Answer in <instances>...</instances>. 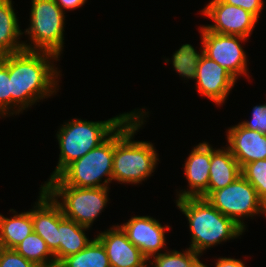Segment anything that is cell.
Wrapping results in <instances>:
<instances>
[{"label":"cell","instance_id":"6da1fadb","mask_svg":"<svg viewBox=\"0 0 266 267\" xmlns=\"http://www.w3.org/2000/svg\"><path fill=\"white\" fill-rule=\"evenodd\" d=\"M58 60L60 61L57 55L45 51L24 49L9 54L11 116L22 113L40 100L57 93L60 75L62 76L59 68L54 65Z\"/></svg>","mask_w":266,"mask_h":267},{"label":"cell","instance_id":"7a4b0ae2","mask_svg":"<svg viewBox=\"0 0 266 267\" xmlns=\"http://www.w3.org/2000/svg\"><path fill=\"white\" fill-rule=\"evenodd\" d=\"M148 112L134 109L130 116L114 131L113 181L140 184L152 176L159 155L150 141H134V134L144 125Z\"/></svg>","mask_w":266,"mask_h":267},{"label":"cell","instance_id":"3957f363","mask_svg":"<svg viewBox=\"0 0 266 267\" xmlns=\"http://www.w3.org/2000/svg\"><path fill=\"white\" fill-rule=\"evenodd\" d=\"M176 206L188 220L191 231L189 248L200 256L206 249L236 239L245 232L204 198L176 199Z\"/></svg>","mask_w":266,"mask_h":267},{"label":"cell","instance_id":"277c9868","mask_svg":"<svg viewBox=\"0 0 266 267\" xmlns=\"http://www.w3.org/2000/svg\"><path fill=\"white\" fill-rule=\"evenodd\" d=\"M133 111L104 121L74 118L64 122L56 134L60 149L59 160L47 182L57 177L69 164L103 143Z\"/></svg>","mask_w":266,"mask_h":267},{"label":"cell","instance_id":"5b68a950","mask_svg":"<svg viewBox=\"0 0 266 267\" xmlns=\"http://www.w3.org/2000/svg\"><path fill=\"white\" fill-rule=\"evenodd\" d=\"M113 160L114 132L98 147L69 164L57 177L41 184V188L44 185H69L77 188L109 187L113 180Z\"/></svg>","mask_w":266,"mask_h":267},{"label":"cell","instance_id":"8992f818","mask_svg":"<svg viewBox=\"0 0 266 267\" xmlns=\"http://www.w3.org/2000/svg\"><path fill=\"white\" fill-rule=\"evenodd\" d=\"M30 24L23 34L29 37V43L23 42L24 49L45 51L57 55L63 51L65 13L55 0H31Z\"/></svg>","mask_w":266,"mask_h":267},{"label":"cell","instance_id":"52a82bcc","mask_svg":"<svg viewBox=\"0 0 266 267\" xmlns=\"http://www.w3.org/2000/svg\"><path fill=\"white\" fill-rule=\"evenodd\" d=\"M42 188L61 207L64 217L88 228L109 201V187L77 188L69 185H44ZM59 198L61 199L58 200Z\"/></svg>","mask_w":266,"mask_h":267},{"label":"cell","instance_id":"ba28073f","mask_svg":"<svg viewBox=\"0 0 266 267\" xmlns=\"http://www.w3.org/2000/svg\"><path fill=\"white\" fill-rule=\"evenodd\" d=\"M205 199L244 231L245 218H254L262 213L266 216V205L259 198L256 189L242 175L226 187L211 192Z\"/></svg>","mask_w":266,"mask_h":267},{"label":"cell","instance_id":"9c48e42d","mask_svg":"<svg viewBox=\"0 0 266 267\" xmlns=\"http://www.w3.org/2000/svg\"><path fill=\"white\" fill-rule=\"evenodd\" d=\"M203 35L204 54L210 59L216 61L219 65L228 70V72L238 80L240 76H248L247 56L243 49L242 42L248 39L241 36L214 33L200 27Z\"/></svg>","mask_w":266,"mask_h":267},{"label":"cell","instance_id":"30bf717a","mask_svg":"<svg viewBox=\"0 0 266 267\" xmlns=\"http://www.w3.org/2000/svg\"><path fill=\"white\" fill-rule=\"evenodd\" d=\"M202 14L214 23L203 27L214 33L241 36L249 39L258 19L241 7L230 5L221 0H211L202 10Z\"/></svg>","mask_w":266,"mask_h":267},{"label":"cell","instance_id":"8fae6325","mask_svg":"<svg viewBox=\"0 0 266 267\" xmlns=\"http://www.w3.org/2000/svg\"><path fill=\"white\" fill-rule=\"evenodd\" d=\"M127 234L128 239L140 249L150 260L161 254L166 247V231L169 225H161L158 220L150 216H133L126 223L119 225Z\"/></svg>","mask_w":266,"mask_h":267},{"label":"cell","instance_id":"7c38bea8","mask_svg":"<svg viewBox=\"0 0 266 267\" xmlns=\"http://www.w3.org/2000/svg\"><path fill=\"white\" fill-rule=\"evenodd\" d=\"M194 81L197 92L218 106L223 105L237 82L227 69L205 54L198 63Z\"/></svg>","mask_w":266,"mask_h":267},{"label":"cell","instance_id":"4fadbf2b","mask_svg":"<svg viewBox=\"0 0 266 267\" xmlns=\"http://www.w3.org/2000/svg\"><path fill=\"white\" fill-rule=\"evenodd\" d=\"M212 157V146L202 142L192 148L184 163V174L188 182L187 189L176 194L177 199L206 198L208 196L209 170Z\"/></svg>","mask_w":266,"mask_h":267},{"label":"cell","instance_id":"5bb4252c","mask_svg":"<svg viewBox=\"0 0 266 267\" xmlns=\"http://www.w3.org/2000/svg\"><path fill=\"white\" fill-rule=\"evenodd\" d=\"M96 238L104 246L111 267H149V260L118 224L98 233Z\"/></svg>","mask_w":266,"mask_h":267},{"label":"cell","instance_id":"9a60e30c","mask_svg":"<svg viewBox=\"0 0 266 267\" xmlns=\"http://www.w3.org/2000/svg\"><path fill=\"white\" fill-rule=\"evenodd\" d=\"M34 208V209H33ZM31 209L34 233L42 237L59 264L58 204L40 187L38 201Z\"/></svg>","mask_w":266,"mask_h":267},{"label":"cell","instance_id":"2e32d148","mask_svg":"<svg viewBox=\"0 0 266 267\" xmlns=\"http://www.w3.org/2000/svg\"><path fill=\"white\" fill-rule=\"evenodd\" d=\"M227 148L242 168L245 164L266 159V134L252 131L240 123L226 132Z\"/></svg>","mask_w":266,"mask_h":267},{"label":"cell","instance_id":"e0dca14e","mask_svg":"<svg viewBox=\"0 0 266 267\" xmlns=\"http://www.w3.org/2000/svg\"><path fill=\"white\" fill-rule=\"evenodd\" d=\"M224 148V149H223ZM214 149L209 170L208 195L226 187L241 176V167L227 147Z\"/></svg>","mask_w":266,"mask_h":267},{"label":"cell","instance_id":"ac0fdd59","mask_svg":"<svg viewBox=\"0 0 266 267\" xmlns=\"http://www.w3.org/2000/svg\"><path fill=\"white\" fill-rule=\"evenodd\" d=\"M86 230L89 228L64 217L58 205L59 263L67 256L76 254L89 245L93 239L89 240Z\"/></svg>","mask_w":266,"mask_h":267},{"label":"cell","instance_id":"d6986e66","mask_svg":"<svg viewBox=\"0 0 266 267\" xmlns=\"http://www.w3.org/2000/svg\"><path fill=\"white\" fill-rule=\"evenodd\" d=\"M22 35L12 0H0V57L24 50Z\"/></svg>","mask_w":266,"mask_h":267},{"label":"cell","instance_id":"ffe728a7","mask_svg":"<svg viewBox=\"0 0 266 267\" xmlns=\"http://www.w3.org/2000/svg\"><path fill=\"white\" fill-rule=\"evenodd\" d=\"M13 216L4 217L0 214V247L14 249L28 235L34 232L30 211L18 213L10 209Z\"/></svg>","mask_w":266,"mask_h":267},{"label":"cell","instance_id":"44dd1931","mask_svg":"<svg viewBox=\"0 0 266 267\" xmlns=\"http://www.w3.org/2000/svg\"><path fill=\"white\" fill-rule=\"evenodd\" d=\"M57 267H111L106 250L95 237L80 252L67 256Z\"/></svg>","mask_w":266,"mask_h":267},{"label":"cell","instance_id":"7402d4cb","mask_svg":"<svg viewBox=\"0 0 266 267\" xmlns=\"http://www.w3.org/2000/svg\"><path fill=\"white\" fill-rule=\"evenodd\" d=\"M14 250L39 267H56L54 254L45 240L34 232L19 243Z\"/></svg>","mask_w":266,"mask_h":267},{"label":"cell","instance_id":"603a6c76","mask_svg":"<svg viewBox=\"0 0 266 267\" xmlns=\"http://www.w3.org/2000/svg\"><path fill=\"white\" fill-rule=\"evenodd\" d=\"M201 35V51L200 53L191 44H183L172 55V60L165 59V63L172 62L173 68L184 80H194L197 72L198 63L202 55L204 54L203 48V35L202 31H199Z\"/></svg>","mask_w":266,"mask_h":267},{"label":"cell","instance_id":"cb8c5ba5","mask_svg":"<svg viewBox=\"0 0 266 267\" xmlns=\"http://www.w3.org/2000/svg\"><path fill=\"white\" fill-rule=\"evenodd\" d=\"M198 257L199 254L187 248L182 252L177 250H164L161 254L153 256L149 260V267H189Z\"/></svg>","mask_w":266,"mask_h":267},{"label":"cell","instance_id":"d4e9b609","mask_svg":"<svg viewBox=\"0 0 266 267\" xmlns=\"http://www.w3.org/2000/svg\"><path fill=\"white\" fill-rule=\"evenodd\" d=\"M241 175L256 189L266 205V159L245 164L241 168Z\"/></svg>","mask_w":266,"mask_h":267},{"label":"cell","instance_id":"484cf974","mask_svg":"<svg viewBox=\"0 0 266 267\" xmlns=\"http://www.w3.org/2000/svg\"><path fill=\"white\" fill-rule=\"evenodd\" d=\"M11 116V80L9 54L0 57V117Z\"/></svg>","mask_w":266,"mask_h":267},{"label":"cell","instance_id":"4316f807","mask_svg":"<svg viewBox=\"0 0 266 267\" xmlns=\"http://www.w3.org/2000/svg\"><path fill=\"white\" fill-rule=\"evenodd\" d=\"M0 267H39V266L25 259L14 249H5L0 247Z\"/></svg>","mask_w":266,"mask_h":267},{"label":"cell","instance_id":"83f0119b","mask_svg":"<svg viewBox=\"0 0 266 267\" xmlns=\"http://www.w3.org/2000/svg\"><path fill=\"white\" fill-rule=\"evenodd\" d=\"M240 124L249 130L266 134V103L254 106L251 120H244Z\"/></svg>","mask_w":266,"mask_h":267},{"label":"cell","instance_id":"f1b7e54d","mask_svg":"<svg viewBox=\"0 0 266 267\" xmlns=\"http://www.w3.org/2000/svg\"><path fill=\"white\" fill-rule=\"evenodd\" d=\"M224 3L241 7L253 14L258 20L264 8V0H221Z\"/></svg>","mask_w":266,"mask_h":267},{"label":"cell","instance_id":"f546056e","mask_svg":"<svg viewBox=\"0 0 266 267\" xmlns=\"http://www.w3.org/2000/svg\"><path fill=\"white\" fill-rule=\"evenodd\" d=\"M87 0H55L56 4L61 8V10L65 13V10H76L77 8H81Z\"/></svg>","mask_w":266,"mask_h":267},{"label":"cell","instance_id":"4dcf8cb0","mask_svg":"<svg viewBox=\"0 0 266 267\" xmlns=\"http://www.w3.org/2000/svg\"><path fill=\"white\" fill-rule=\"evenodd\" d=\"M216 260L217 262H215V267H246L244 262L240 259L219 257Z\"/></svg>","mask_w":266,"mask_h":267},{"label":"cell","instance_id":"1f68e13d","mask_svg":"<svg viewBox=\"0 0 266 267\" xmlns=\"http://www.w3.org/2000/svg\"><path fill=\"white\" fill-rule=\"evenodd\" d=\"M198 257L189 267H207L204 263H202Z\"/></svg>","mask_w":266,"mask_h":267}]
</instances>
